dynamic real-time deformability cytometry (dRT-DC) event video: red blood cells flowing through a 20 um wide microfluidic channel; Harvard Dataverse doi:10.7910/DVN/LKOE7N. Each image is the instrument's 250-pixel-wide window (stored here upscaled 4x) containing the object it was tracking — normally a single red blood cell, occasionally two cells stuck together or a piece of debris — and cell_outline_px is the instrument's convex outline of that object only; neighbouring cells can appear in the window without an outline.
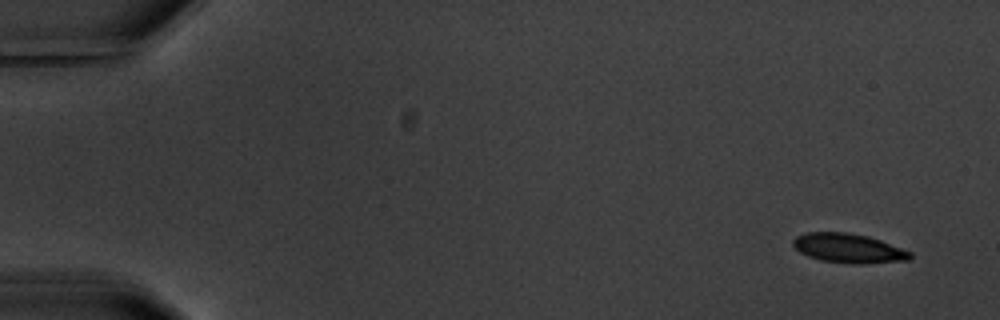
{"species": "common noctule bat (a hibernating species)", "species_latin": "Nyctalus noctula", "temperature_condition": "warm", "stored_images_in_passage": 5, "camera_frame_rate_fps": 3000, "um_per_image_px": 0.085, "animal": {"sex": "male", "body_mass_g": 20.1, "forearm_length_mm": 53.5}, "frame": {"image": 1, "passage_image": 1, "time_ms": 0.0, "image_size_px": [1000, 320], "cell_outline_px": [[912, 256], [908, 260], [860, 264], [820, 260], [808, 256], [800, 252], [792, 244], [792, 240], [796, 236], [804, 232], [844, 232], [868, 236], [880, 240], [912, 252]], "centroid_in_image_um": [72.1, 21.09], "position_along_channel_um": 12.9, "area_um2": 19.88}}
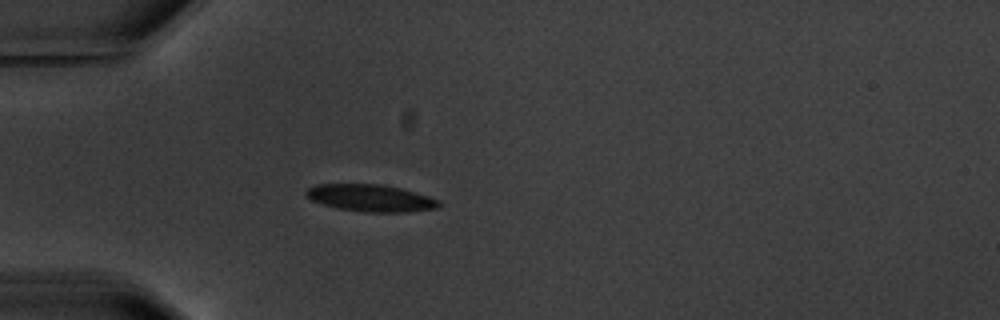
{"frame": {"image": 2, "passage_image": 4, "time_ms": 4.667, "image_size_px": [1000, 320], "cell_outline_px": [[444, 204], [440, 208], [408, 212], [364, 212], [336, 208], [312, 200], [304, 192], [308, 188], [316, 184], [380, 184], [400, 188], [428, 196], [440, 200]], "centroid_in_image_um": [31.56, 16.84], "position_along_channel_um": 53.4, "area_um2": 21.04}}